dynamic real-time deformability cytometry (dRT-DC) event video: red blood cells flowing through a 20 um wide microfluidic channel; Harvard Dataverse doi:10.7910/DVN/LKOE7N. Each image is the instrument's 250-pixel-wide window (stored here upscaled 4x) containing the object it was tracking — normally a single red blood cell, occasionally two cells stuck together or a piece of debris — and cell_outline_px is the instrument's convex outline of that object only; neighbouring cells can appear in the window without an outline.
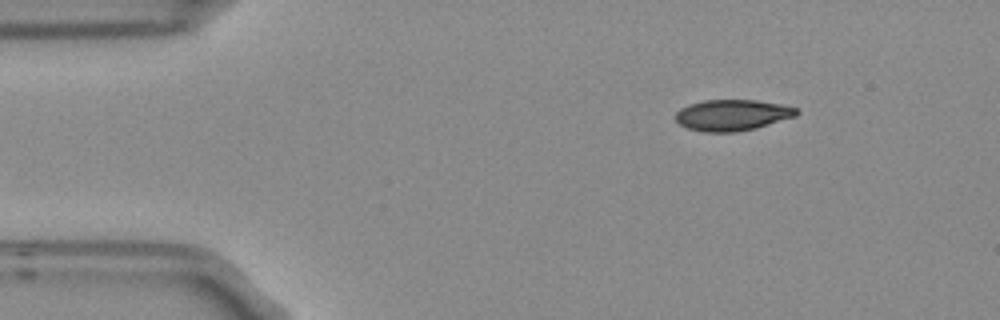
{"species": "Egyptian fruit bat (a non-hibernating species)", "species_latin": "Rousettus aegyptiacus", "temperature_condition": "room temperature", "stored_images_in_passage": 3, "camera_frame_rate_fps": 3000, "um_per_image_px": 0.085, "frame": {"image": 1, "passage_image": 1, "time_ms": 0.0, "image_size_px": [1000, 320], "cell_outline_px": [[800, 112], [796, 116], [756, 128], [736, 132], [704, 132], [688, 128], [680, 124], [672, 116], [680, 108], [704, 100], [756, 100], [780, 104], [796, 108]], "centroid_in_image_um": [62.23, 9.78], "position_along_channel_um": 22.8, "area_um2": 21.91}}
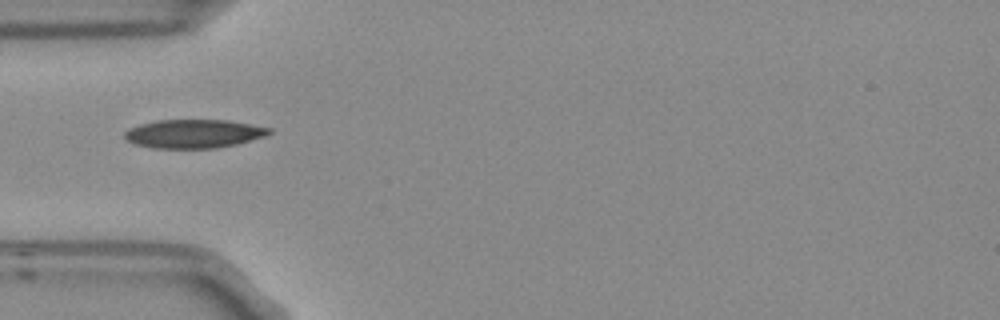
{"frame": {"image": 2, "passage_image": 3, "time_ms": 0.667, "image_size_px": [1000, 320], "cell_outline_px": [[272, 132], [264, 136], [236, 144], [216, 148], [152, 148], [136, 144], [128, 140], [124, 136], [124, 132], [128, 128], [140, 124], [156, 120], [228, 120], [272, 128]], "centroid_in_image_um": [16.46, 11.36], "position_along_channel_um": 68.5, "area_um2": 24.04}}